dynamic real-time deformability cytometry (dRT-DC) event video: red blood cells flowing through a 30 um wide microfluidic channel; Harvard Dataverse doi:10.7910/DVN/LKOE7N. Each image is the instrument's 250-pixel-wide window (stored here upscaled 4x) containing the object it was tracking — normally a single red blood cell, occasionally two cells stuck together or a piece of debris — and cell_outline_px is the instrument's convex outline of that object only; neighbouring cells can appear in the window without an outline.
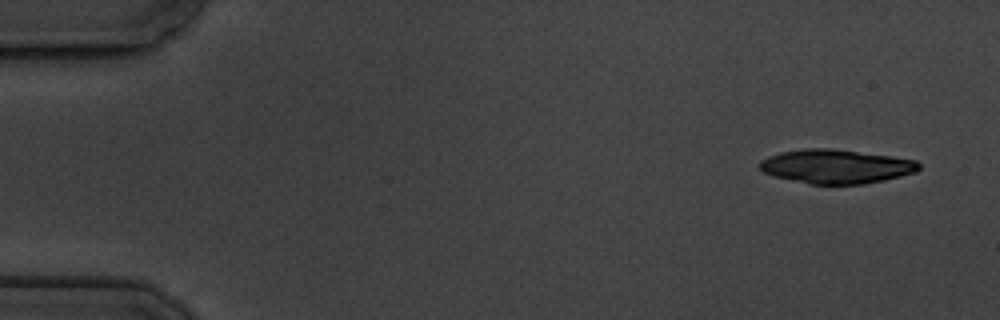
{"species": "common noctule bat (a hibernating species)", "species_latin": "Nyctalus noctula", "temperature_condition": "cold", "stored_images_in_passage": 6, "camera_frame_rate_fps": 3000, "um_per_image_px": 0.085, "animal": {"sex": "male", "body_mass_g": 19.5, "forearm_length_mm": 54.6}, "frame": {"image": 1, "passage_image": 1, "time_ms": 0.0, "image_size_px": [1000, 320], "cell_outline_px": [[920, 168], [916, 172], [884, 180], [864, 184], [808, 184], [772, 176], [764, 172], [756, 164], [760, 160], [768, 156], [780, 152], [804, 148], [832, 148], [892, 156], [916, 160], [920, 164]], "centroid_in_image_um": [71.03, 14.14], "position_along_channel_um": 14.0, "area_um2": 31.85}}